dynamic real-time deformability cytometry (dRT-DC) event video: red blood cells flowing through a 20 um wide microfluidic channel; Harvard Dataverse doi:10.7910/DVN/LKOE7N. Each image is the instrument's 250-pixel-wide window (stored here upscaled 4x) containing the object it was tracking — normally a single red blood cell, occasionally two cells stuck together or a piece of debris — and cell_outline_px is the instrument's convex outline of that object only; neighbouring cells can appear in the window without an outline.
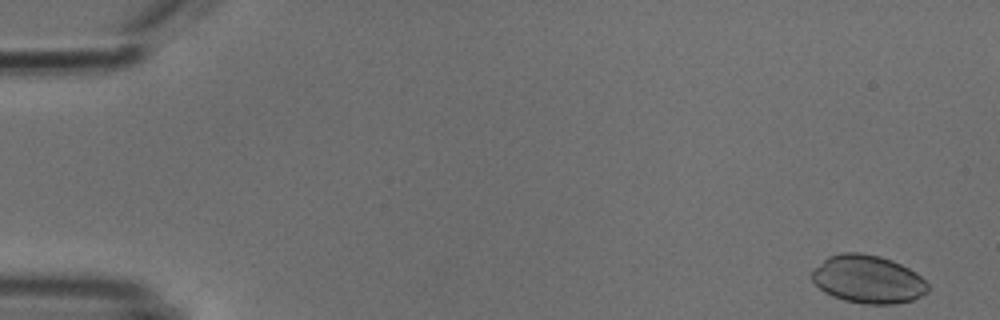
{"species": "common noctule bat (a hibernating species)", "species_latin": "Nyctalus noctula", "temperature_condition": "cold", "stored_images_in_passage": 52, "camera_frame_rate_fps": 3000, "um_per_image_px": 0.085, "animal": {"sex": "male", "body_mass_g": 18.8}, "frame": {"image": 1, "passage_image": 1, "time_ms": 0.0, "image_size_px": [1000, 320], "cell_outline_px": [[928, 292], [912, 300], [896, 304], [864, 304], [844, 300], [832, 296], [824, 292], [812, 280], [812, 268], [828, 256], [840, 252], [860, 252], [880, 256], [892, 260], [916, 272], [928, 284]], "centroid_in_image_um": [73.75, 23.73], "position_along_channel_um": 11.2, "area_um2": 32.66}}
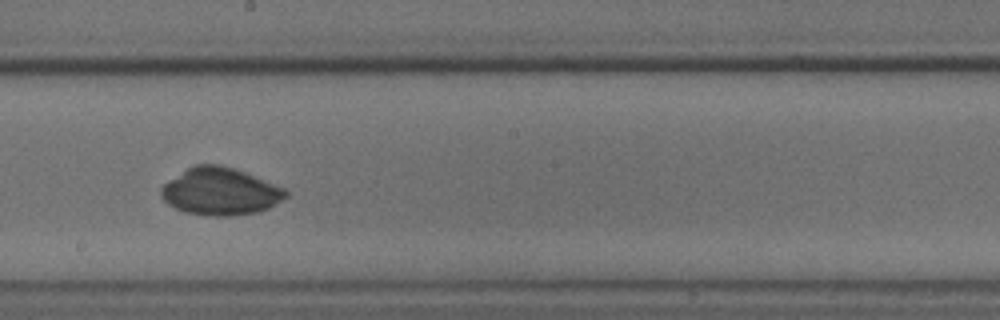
{"frame": {"image": 2, "passage_image": 29, "time_ms": 9.333, "image_size_px": [1000, 320], "cell_outline_px": [[288, 196], [268, 208], [256, 212], [232, 216], [208, 216], [184, 212], [168, 204], [160, 196], [160, 188], [168, 180], [192, 164], [220, 164], [244, 172], [284, 188], [288, 192]], "centroid_in_image_um": [18.68, 16.27], "position_along_channel_um": 229.5, "area_um2": 34.39}}
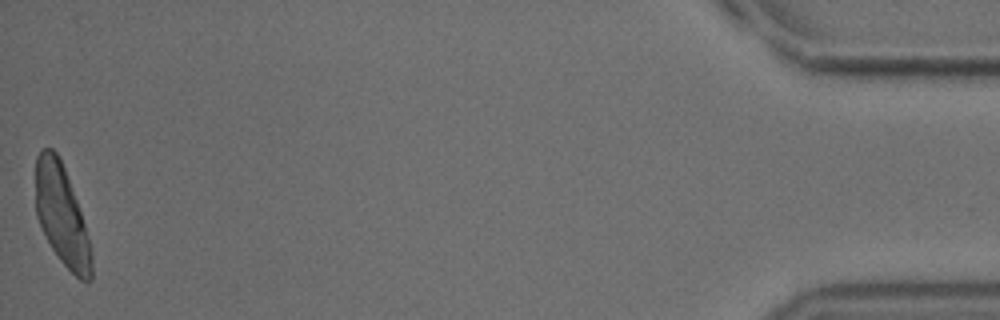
{"frame": {"image": 3, "passage_image": 52, "time_ms": 17.0, "image_size_px": [1000, 320], "cell_outline_px": [[92, 280], [88, 284], [80, 280], [60, 260], [52, 248], [36, 216], [36, 156], [40, 148], [52, 148], [56, 152], [64, 168], [76, 200], [88, 236], [92, 252]], "centroid_in_image_um": [5.25, 18.32], "position_along_channel_um": 429.9, "area_um2": 32.25}}